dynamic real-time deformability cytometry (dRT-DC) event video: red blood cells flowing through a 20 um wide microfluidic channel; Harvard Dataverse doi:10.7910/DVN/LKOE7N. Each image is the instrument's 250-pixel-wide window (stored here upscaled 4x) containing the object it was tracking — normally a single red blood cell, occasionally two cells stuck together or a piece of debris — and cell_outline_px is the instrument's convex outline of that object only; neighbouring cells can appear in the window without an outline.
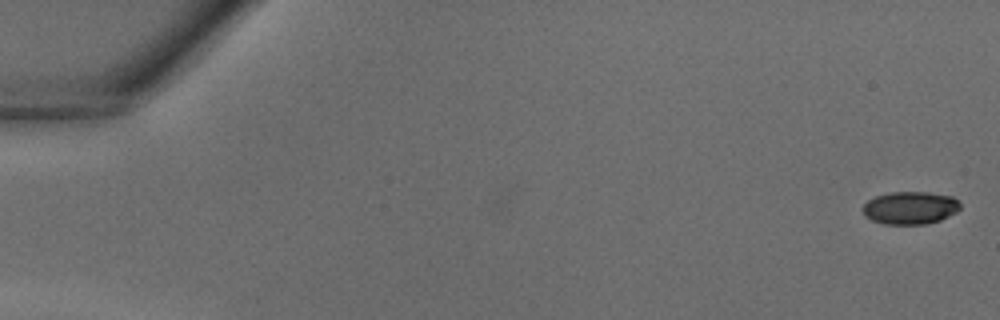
{"species": "common noctule bat (a hibernating species)", "species_latin": "Nyctalus noctula", "temperature_condition": "warm", "stored_images_in_passage": 15, "camera_frame_rate_fps": 3000, "um_per_image_px": 0.085, "animal": {"sex": "male", "body_mass_g": 18.8}, "frame": {"image": 1, "passage_image": 1, "time_ms": 0.0, "image_size_px": [1000, 320], "cell_outline_px": [[960, 208], [956, 212], [940, 220], [928, 224], [884, 224], [872, 220], [864, 216], [864, 204], [868, 200], [876, 196], [892, 192], [928, 192], [952, 196], [960, 204]], "centroid_in_image_um": [77.37, 17.67], "position_along_channel_um": 7.6, "area_um2": 18.5}}
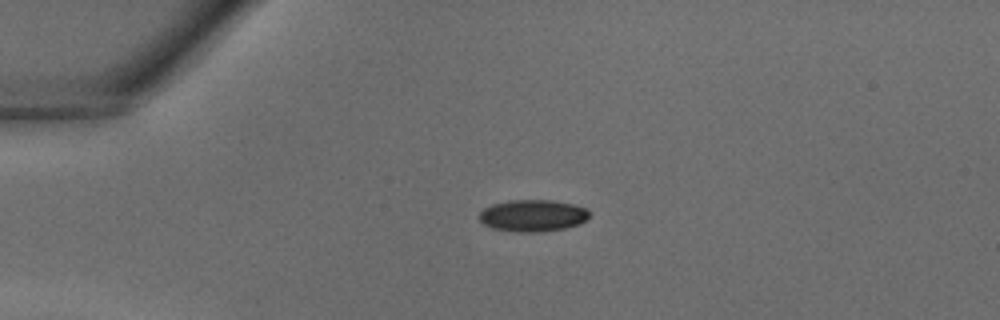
{"frame": {"image": 2, "passage_image": 10, "time_ms": 3.0, "image_size_px": [1000, 320], "cell_outline_px": [[588, 216], [580, 224], [564, 228], [536, 232], [516, 232], [492, 228], [484, 224], [480, 220], [480, 212], [484, 208], [492, 204], [508, 200], [552, 200], [572, 204], [584, 208], [588, 212]], "centroid_in_image_um": [45.24, 18.32], "position_along_channel_um": 39.8, "area_um2": 20.23}}